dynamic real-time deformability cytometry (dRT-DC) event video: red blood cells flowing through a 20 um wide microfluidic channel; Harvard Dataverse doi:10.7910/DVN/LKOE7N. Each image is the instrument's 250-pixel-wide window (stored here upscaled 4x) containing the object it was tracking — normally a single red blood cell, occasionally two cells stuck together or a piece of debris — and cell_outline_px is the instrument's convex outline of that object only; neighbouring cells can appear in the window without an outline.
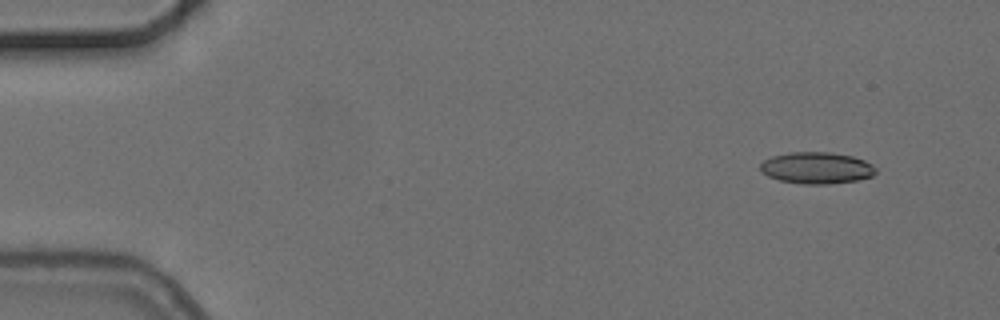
{"species": "common noctule bat (a hibernating species)", "species_latin": "Nyctalus noctula", "temperature_condition": "cold", "stored_images_in_passage": 7, "camera_frame_rate_fps": 3000, "um_per_image_px": 0.085, "animal": {"sex": "female", "body_mass_g": 24.6, "forearm_length_mm": 56.2}, "frame": {"image": 1, "passage_image": 2, "time_ms": 1.333, "image_size_px": [1000, 320], "cell_outline_px": [[876, 172], [872, 176], [856, 180], [828, 184], [804, 184], [780, 180], [768, 176], [760, 172], [760, 164], [764, 160], [772, 156], [792, 152], [828, 152], [852, 156], [864, 160], [872, 164], [876, 168]], "centroid_in_image_um": [69.4, 14.27], "position_along_channel_um": 15.6, "area_um2": 21.21}}
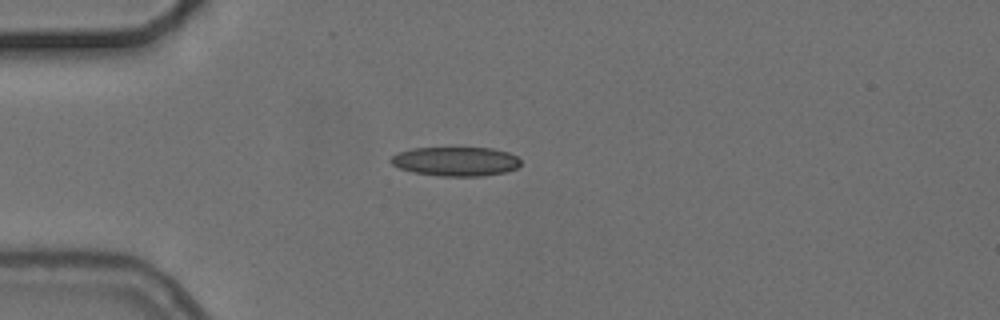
{"frame": {"image": 2, "passage_image": 5, "time_ms": 4.667, "image_size_px": [1000, 320], "cell_outline_px": [[520, 164], [516, 168], [508, 172], [480, 176], [440, 176], [412, 172], [400, 168], [392, 164], [388, 160], [392, 156], [400, 152], [412, 148], [492, 148], [508, 152], [516, 156], [520, 160]], "centroid_in_image_um": [38.74, 13.72], "position_along_channel_um": 46.3, "area_um2": 22.08}}
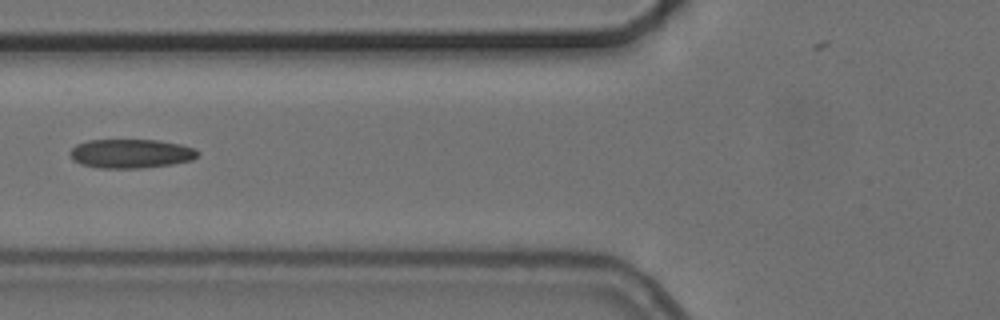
{"frame": {"image": 3, "passage_image": 7, "time_ms": 7.0, "image_size_px": [1000, 320], "cell_outline_px": [[200, 152], [192, 160], [172, 164], [140, 168], [100, 168], [80, 164], [72, 160], [68, 152], [76, 144], [88, 140], [160, 140], [180, 144], [196, 148]], "centroid_in_image_um": [11.11, 13.05], "position_along_channel_um": 114.7, "area_um2": 21.79}}